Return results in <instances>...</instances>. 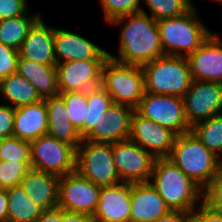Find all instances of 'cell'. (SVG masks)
Wrapping results in <instances>:
<instances>
[{
  "label": "cell",
  "instance_id": "25",
  "mask_svg": "<svg viewBox=\"0 0 222 222\" xmlns=\"http://www.w3.org/2000/svg\"><path fill=\"white\" fill-rule=\"evenodd\" d=\"M0 95L14 108L43 100L35 87L23 76L11 74L0 81Z\"/></svg>",
  "mask_w": 222,
  "mask_h": 222
},
{
  "label": "cell",
  "instance_id": "14",
  "mask_svg": "<svg viewBox=\"0 0 222 222\" xmlns=\"http://www.w3.org/2000/svg\"><path fill=\"white\" fill-rule=\"evenodd\" d=\"M105 60H81L56 64L59 93L87 91L101 86Z\"/></svg>",
  "mask_w": 222,
  "mask_h": 222
},
{
  "label": "cell",
  "instance_id": "44",
  "mask_svg": "<svg viewBox=\"0 0 222 222\" xmlns=\"http://www.w3.org/2000/svg\"><path fill=\"white\" fill-rule=\"evenodd\" d=\"M193 7H195L196 5H194V2L192 0H187ZM207 1V0H206ZM209 1H215V0H209Z\"/></svg>",
  "mask_w": 222,
  "mask_h": 222
},
{
  "label": "cell",
  "instance_id": "7",
  "mask_svg": "<svg viewBox=\"0 0 222 222\" xmlns=\"http://www.w3.org/2000/svg\"><path fill=\"white\" fill-rule=\"evenodd\" d=\"M76 170L100 187L122 182L113 159V143L83 140L77 148Z\"/></svg>",
  "mask_w": 222,
  "mask_h": 222
},
{
  "label": "cell",
  "instance_id": "31",
  "mask_svg": "<svg viewBox=\"0 0 222 222\" xmlns=\"http://www.w3.org/2000/svg\"><path fill=\"white\" fill-rule=\"evenodd\" d=\"M149 15L155 20L179 17L189 12L193 6L187 0H142Z\"/></svg>",
  "mask_w": 222,
  "mask_h": 222
},
{
  "label": "cell",
  "instance_id": "42",
  "mask_svg": "<svg viewBox=\"0 0 222 222\" xmlns=\"http://www.w3.org/2000/svg\"><path fill=\"white\" fill-rule=\"evenodd\" d=\"M62 222H94V219L89 214L81 212H72L63 209Z\"/></svg>",
  "mask_w": 222,
  "mask_h": 222
},
{
  "label": "cell",
  "instance_id": "32",
  "mask_svg": "<svg viewBox=\"0 0 222 222\" xmlns=\"http://www.w3.org/2000/svg\"><path fill=\"white\" fill-rule=\"evenodd\" d=\"M0 160L31 162L30 142L14 136L0 139Z\"/></svg>",
  "mask_w": 222,
  "mask_h": 222
},
{
  "label": "cell",
  "instance_id": "12",
  "mask_svg": "<svg viewBox=\"0 0 222 222\" xmlns=\"http://www.w3.org/2000/svg\"><path fill=\"white\" fill-rule=\"evenodd\" d=\"M183 100L185 116L192 127L222 113V84L193 80Z\"/></svg>",
  "mask_w": 222,
  "mask_h": 222
},
{
  "label": "cell",
  "instance_id": "3",
  "mask_svg": "<svg viewBox=\"0 0 222 222\" xmlns=\"http://www.w3.org/2000/svg\"><path fill=\"white\" fill-rule=\"evenodd\" d=\"M167 159L202 190L222 169V159L204 146L191 131L175 138Z\"/></svg>",
  "mask_w": 222,
  "mask_h": 222
},
{
  "label": "cell",
  "instance_id": "21",
  "mask_svg": "<svg viewBox=\"0 0 222 222\" xmlns=\"http://www.w3.org/2000/svg\"><path fill=\"white\" fill-rule=\"evenodd\" d=\"M47 132L48 115L44 99L35 104L15 108L14 137L31 142Z\"/></svg>",
  "mask_w": 222,
  "mask_h": 222
},
{
  "label": "cell",
  "instance_id": "37",
  "mask_svg": "<svg viewBox=\"0 0 222 222\" xmlns=\"http://www.w3.org/2000/svg\"><path fill=\"white\" fill-rule=\"evenodd\" d=\"M28 7V0H0V21L26 15Z\"/></svg>",
  "mask_w": 222,
  "mask_h": 222
},
{
  "label": "cell",
  "instance_id": "24",
  "mask_svg": "<svg viewBox=\"0 0 222 222\" xmlns=\"http://www.w3.org/2000/svg\"><path fill=\"white\" fill-rule=\"evenodd\" d=\"M16 73L26 78L42 99L59 94L56 66L42 65L19 58Z\"/></svg>",
  "mask_w": 222,
  "mask_h": 222
},
{
  "label": "cell",
  "instance_id": "33",
  "mask_svg": "<svg viewBox=\"0 0 222 222\" xmlns=\"http://www.w3.org/2000/svg\"><path fill=\"white\" fill-rule=\"evenodd\" d=\"M103 18L109 24L114 19L141 11V0H99Z\"/></svg>",
  "mask_w": 222,
  "mask_h": 222
},
{
  "label": "cell",
  "instance_id": "38",
  "mask_svg": "<svg viewBox=\"0 0 222 222\" xmlns=\"http://www.w3.org/2000/svg\"><path fill=\"white\" fill-rule=\"evenodd\" d=\"M15 108L0 104V139L13 136Z\"/></svg>",
  "mask_w": 222,
  "mask_h": 222
},
{
  "label": "cell",
  "instance_id": "15",
  "mask_svg": "<svg viewBox=\"0 0 222 222\" xmlns=\"http://www.w3.org/2000/svg\"><path fill=\"white\" fill-rule=\"evenodd\" d=\"M219 35V32H211L203 44L187 57L192 80L222 84V39Z\"/></svg>",
  "mask_w": 222,
  "mask_h": 222
},
{
  "label": "cell",
  "instance_id": "9",
  "mask_svg": "<svg viewBox=\"0 0 222 222\" xmlns=\"http://www.w3.org/2000/svg\"><path fill=\"white\" fill-rule=\"evenodd\" d=\"M135 110L143 117L171 130L177 136L191 131L185 116L182 97L144 92Z\"/></svg>",
  "mask_w": 222,
  "mask_h": 222
},
{
  "label": "cell",
  "instance_id": "45",
  "mask_svg": "<svg viewBox=\"0 0 222 222\" xmlns=\"http://www.w3.org/2000/svg\"><path fill=\"white\" fill-rule=\"evenodd\" d=\"M215 2L220 3L222 5V0H215Z\"/></svg>",
  "mask_w": 222,
  "mask_h": 222
},
{
  "label": "cell",
  "instance_id": "6",
  "mask_svg": "<svg viewBox=\"0 0 222 222\" xmlns=\"http://www.w3.org/2000/svg\"><path fill=\"white\" fill-rule=\"evenodd\" d=\"M101 86L112 97L113 103L136 109L145 92L143 68L108 57L102 66Z\"/></svg>",
  "mask_w": 222,
  "mask_h": 222
},
{
  "label": "cell",
  "instance_id": "34",
  "mask_svg": "<svg viewBox=\"0 0 222 222\" xmlns=\"http://www.w3.org/2000/svg\"><path fill=\"white\" fill-rule=\"evenodd\" d=\"M32 168L31 162L0 160V184L3 189L20 185L24 176Z\"/></svg>",
  "mask_w": 222,
  "mask_h": 222
},
{
  "label": "cell",
  "instance_id": "10",
  "mask_svg": "<svg viewBox=\"0 0 222 222\" xmlns=\"http://www.w3.org/2000/svg\"><path fill=\"white\" fill-rule=\"evenodd\" d=\"M101 187L86 179L77 170L59 179L58 207L93 216Z\"/></svg>",
  "mask_w": 222,
  "mask_h": 222
},
{
  "label": "cell",
  "instance_id": "27",
  "mask_svg": "<svg viewBox=\"0 0 222 222\" xmlns=\"http://www.w3.org/2000/svg\"><path fill=\"white\" fill-rule=\"evenodd\" d=\"M41 15L26 14L0 21V43L15 50L20 49L29 29Z\"/></svg>",
  "mask_w": 222,
  "mask_h": 222
},
{
  "label": "cell",
  "instance_id": "17",
  "mask_svg": "<svg viewBox=\"0 0 222 222\" xmlns=\"http://www.w3.org/2000/svg\"><path fill=\"white\" fill-rule=\"evenodd\" d=\"M134 110L130 106L113 103L104 113V120L95 126L83 140L97 143L129 140Z\"/></svg>",
  "mask_w": 222,
  "mask_h": 222
},
{
  "label": "cell",
  "instance_id": "5",
  "mask_svg": "<svg viewBox=\"0 0 222 222\" xmlns=\"http://www.w3.org/2000/svg\"><path fill=\"white\" fill-rule=\"evenodd\" d=\"M145 92L182 97L192 84L187 57L163 55L142 66Z\"/></svg>",
  "mask_w": 222,
  "mask_h": 222
},
{
  "label": "cell",
  "instance_id": "39",
  "mask_svg": "<svg viewBox=\"0 0 222 222\" xmlns=\"http://www.w3.org/2000/svg\"><path fill=\"white\" fill-rule=\"evenodd\" d=\"M192 222H222V214L210 209L202 202L192 211Z\"/></svg>",
  "mask_w": 222,
  "mask_h": 222
},
{
  "label": "cell",
  "instance_id": "41",
  "mask_svg": "<svg viewBox=\"0 0 222 222\" xmlns=\"http://www.w3.org/2000/svg\"><path fill=\"white\" fill-rule=\"evenodd\" d=\"M63 221V208L54 207L51 209L43 210L42 215L35 222H62Z\"/></svg>",
  "mask_w": 222,
  "mask_h": 222
},
{
  "label": "cell",
  "instance_id": "26",
  "mask_svg": "<svg viewBox=\"0 0 222 222\" xmlns=\"http://www.w3.org/2000/svg\"><path fill=\"white\" fill-rule=\"evenodd\" d=\"M7 222H35L43 213V208L34 203L21 185L7 189Z\"/></svg>",
  "mask_w": 222,
  "mask_h": 222
},
{
  "label": "cell",
  "instance_id": "40",
  "mask_svg": "<svg viewBox=\"0 0 222 222\" xmlns=\"http://www.w3.org/2000/svg\"><path fill=\"white\" fill-rule=\"evenodd\" d=\"M154 222H192V212L171 210Z\"/></svg>",
  "mask_w": 222,
  "mask_h": 222
},
{
  "label": "cell",
  "instance_id": "29",
  "mask_svg": "<svg viewBox=\"0 0 222 222\" xmlns=\"http://www.w3.org/2000/svg\"><path fill=\"white\" fill-rule=\"evenodd\" d=\"M87 121H84V137L105 118L104 113L113 104L112 97L102 87L87 90Z\"/></svg>",
  "mask_w": 222,
  "mask_h": 222
},
{
  "label": "cell",
  "instance_id": "30",
  "mask_svg": "<svg viewBox=\"0 0 222 222\" xmlns=\"http://www.w3.org/2000/svg\"><path fill=\"white\" fill-rule=\"evenodd\" d=\"M64 101L70 122L84 138V121H87V91L59 93Z\"/></svg>",
  "mask_w": 222,
  "mask_h": 222
},
{
  "label": "cell",
  "instance_id": "43",
  "mask_svg": "<svg viewBox=\"0 0 222 222\" xmlns=\"http://www.w3.org/2000/svg\"><path fill=\"white\" fill-rule=\"evenodd\" d=\"M8 220V194L7 189L0 190V222Z\"/></svg>",
  "mask_w": 222,
  "mask_h": 222
},
{
  "label": "cell",
  "instance_id": "1",
  "mask_svg": "<svg viewBox=\"0 0 222 222\" xmlns=\"http://www.w3.org/2000/svg\"><path fill=\"white\" fill-rule=\"evenodd\" d=\"M109 24L121 27L117 56L108 52V57L115 61L143 66L164 55L157 20L145 11V7L140 12L114 19Z\"/></svg>",
  "mask_w": 222,
  "mask_h": 222
},
{
  "label": "cell",
  "instance_id": "22",
  "mask_svg": "<svg viewBox=\"0 0 222 222\" xmlns=\"http://www.w3.org/2000/svg\"><path fill=\"white\" fill-rule=\"evenodd\" d=\"M60 177L31 168L20 185L30 199L44 210L58 206Z\"/></svg>",
  "mask_w": 222,
  "mask_h": 222
},
{
  "label": "cell",
  "instance_id": "28",
  "mask_svg": "<svg viewBox=\"0 0 222 222\" xmlns=\"http://www.w3.org/2000/svg\"><path fill=\"white\" fill-rule=\"evenodd\" d=\"M192 134L222 159V113L191 127Z\"/></svg>",
  "mask_w": 222,
  "mask_h": 222
},
{
  "label": "cell",
  "instance_id": "23",
  "mask_svg": "<svg viewBox=\"0 0 222 222\" xmlns=\"http://www.w3.org/2000/svg\"><path fill=\"white\" fill-rule=\"evenodd\" d=\"M48 115V132L57 140L73 145L76 149L83 141L79 131L70 122L67 108L63 97L58 94L56 96L44 99Z\"/></svg>",
  "mask_w": 222,
  "mask_h": 222
},
{
  "label": "cell",
  "instance_id": "36",
  "mask_svg": "<svg viewBox=\"0 0 222 222\" xmlns=\"http://www.w3.org/2000/svg\"><path fill=\"white\" fill-rule=\"evenodd\" d=\"M19 51L0 43V81L16 73Z\"/></svg>",
  "mask_w": 222,
  "mask_h": 222
},
{
  "label": "cell",
  "instance_id": "4",
  "mask_svg": "<svg viewBox=\"0 0 222 222\" xmlns=\"http://www.w3.org/2000/svg\"><path fill=\"white\" fill-rule=\"evenodd\" d=\"M198 15L193 7L179 17L157 20L164 55L188 57L211 35Z\"/></svg>",
  "mask_w": 222,
  "mask_h": 222
},
{
  "label": "cell",
  "instance_id": "13",
  "mask_svg": "<svg viewBox=\"0 0 222 222\" xmlns=\"http://www.w3.org/2000/svg\"><path fill=\"white\" fill-rule=\"evenodd\" d=\"M177 135L134 110L129 139L155 158H167Z\"/></svg>",
  "mask_w": 222,
  "mask_h": 222
},
{
  "label": "cell",
  "instance_id": "19",
  "mask_svg": "<svg viewBox=\"0 0 222 222\" xmlns=\"http://www.w3.org/2000/svg\"><path fill=\"white\" fill-rule=\"evenodd\" d=\"M54 34L55 27L46 25L43 17H40L29 29L19 49V58L56 66Z\"/></svg>",
  "mask_w": 222,
  "mask_h": 222
},
{
  "label": "cell",
  "instance_id": "16",
  "mask_svg": "<svg viewBox=\"0 0 222 222\" xmlns=\"http://www.w3.org/2000/svg\"><path fill=\"white\" fill-rule=\"evenodd\" d=\"M56 63L81 60H106L108 51L77 32L55 27Z\"/></svg>",
  "mask_w": 222,
  "mask_h": 222
},
{
  "label": "cell",
  "instance_id": "18",
  "mask_svg": "<svg viewBox=\"0 0 222 222\" xmlns=\"http://www.w3.org/2000/svg\"><path fill=\"white\" fill-rule=\"evenodd\" d=\"M130 205V182L101 187L99 201L92 217L94 222H129Z\"/></svg>",
  "mask_w": 222,
  "mask_h": 222
},
{
  "label": "cell",
  "instance_id": "20",
  "mask_svg": "<svg viewBox=\"0 0 222 222\" xmlns=\"http://www.w3.org/2000/svg\"><path fill=\"white\" fill-rule=\"evenodd\" d=\"M170 211L150 182L131 183L129 222H154Z\"/></svg>",
  "mask_w": 222,
  "mask_h": 222
},
{
  "label": "cell",
  "instance_id": "8",
  "mask_svg": "<svg viewBox=\"0 0 222 222\" xmlns=\"http://www.w3.org/2000/svg\"><path fill=\"white\" fill-rule=\"evenodd\" d=\"M33 169L63 177L76 171L77 149L48 134L30 142Z\"/></svg>",
  "mask_w": 222,
  "mask_h": 222
},
{
  "label": "cell",
  "instance_id": "35",
  "mask_svg": "<svg viewBox=\"0 0 222 222\" xmlns=\"http://www.w3.org/2000/svg\"><path fill=\"white\" fill-rule=\"evenodd\" d=\"M203 203L222 214V169L203 190Z\"/></svg>",
  "mask_w": 222,
  "mask_h": 222
},
{
  "label": "cell",
  "instance_id": "11",
  "mask_svg": "<svg viewBox=\"0 0 222 222\" xmlns=\"http://www.w3.org/2000/svg\"><path fill=\"white\" fill-rule=\"evenodd\" d=\"M113 159L122 182H149L156 158L130 139L113 143Z\"/></svg>",
  "mask_w": 222,
  "mask_h": 222
},
{
  "label": "cell",
  "instance_id": "2",
  "mask_svg": "<svg viewBox=\"0 0 222 222\" xmlns=\"http://www.w3.org/2000/svg\"><path fill=\"white\" fill-rule=\"evenodd\" d=\"M149 182L171 210L192 212L203 202V190L167 158H156Z\"/></svg>",
  "mask_w": 222,
  "mask_h": 222
}]
</instances>
